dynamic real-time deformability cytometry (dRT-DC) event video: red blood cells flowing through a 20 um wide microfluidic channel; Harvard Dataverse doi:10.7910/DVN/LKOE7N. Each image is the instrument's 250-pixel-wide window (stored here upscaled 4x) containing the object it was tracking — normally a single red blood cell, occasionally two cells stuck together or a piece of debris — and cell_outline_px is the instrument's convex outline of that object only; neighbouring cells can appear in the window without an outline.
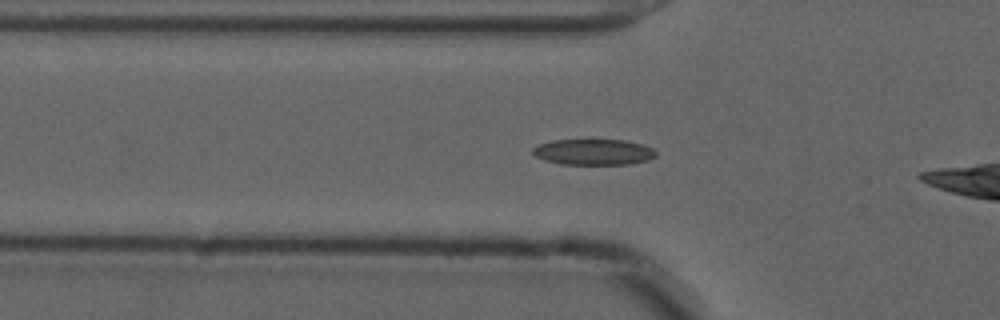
{"species": "common noctule bat (a hibernating species)", "species_latin": "Nyctalus noctula", "temperature_condition": "cold", "stored_images_in_passage": 36, "camera_frame_rate_fps": 3000, "um_per_image_px": 0.085, "animal": {"sex": "male", "forearm_length_mm": 52.5}, "frame": {"image": 1, "passage_image": 6, "time_ms": 1.667, "image_size_px": [1000, 320], "cell_outline_px": [[656, 156], [648, 160], [628, 164], [560, 164], [544, 160], [536, 156], [532, 152], [532, 148], [540, 144], [552, 140], [624, 140], [644, 144], [652, 148], [656, 152]], "centroid_in_image_um": [50.46, 12.92], "position_along_channel_um": 75.3, "area_um2": 18.55}}
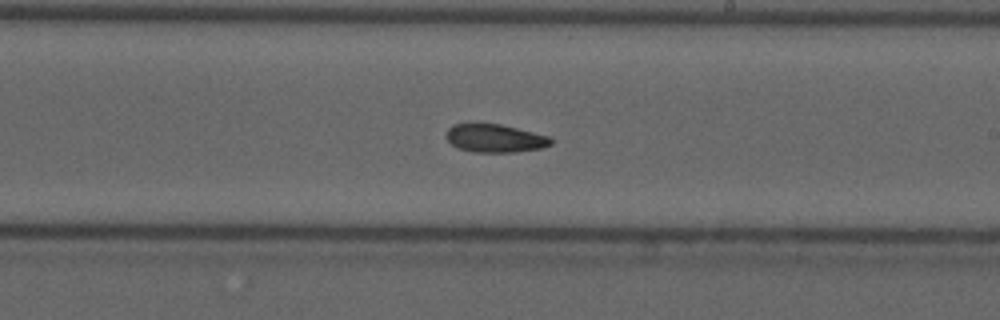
{"frame": {"image": 2, "passage_image": 20, "time_ms": 6.333, "image_size_px": [1000, 320], "cell_outline_px": [[552, 144], [540, 148], [516, 152], [472, 152], [460, 148], [452, 144], [448, 140], [448, 128], [452, 124], [468, 120], [476, 120], [500, 124], [548, 136], [552, 140]], "centroid_in_image_um": [42.0, 11.7], "position_along_channel_um": 247.0, "area_um2": 17.63}}
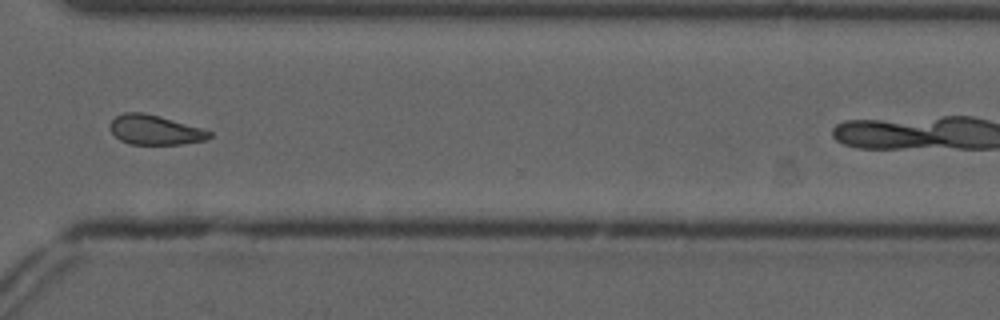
{"frame": {"image": 3, "passage_image": 29, "time_ms": 9.333, "image_size_px": [1000, 320], "cell_outline_px": [[212, 136], [208, 140], [180, 144], [128, 144], [120, 140], [112, 132], [112, 120], [116, 116], [124, 112], [144, 112], [160, 116], [200, 128], [212, 132]], "centroid_in_image_um": [13.2, 11.04], "position_along_channel_um": 357.4, "area_um2": 16.99}, "authors_computed_cell_mechanics": {"area_um2": 17.8313, "velocity_mm_per_s": 3.6738, "shape_relaxation_time_tau1_ms": 6.0266, "shape_relaxation_time_tau2_ms": 4.6382, "deformation_change_tau1": 0.1171, "deformation_change_tau2": 0.1154}}